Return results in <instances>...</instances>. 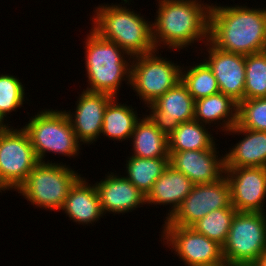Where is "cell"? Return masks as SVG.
Instances as JSON below:
<instances>
[{
  "label": "cell",
  "mask_w": 266,
  "mask_h": 266,
  "mask_svg": "<svg viewBox=\"0 0 266 266\" xmlns=\"http://www.w3.org/2000/svg\"><path fill=\"white\" fill-rule=\"evenodd\" d=\"M141 117L131 136L132 154L140 158L169 157L168 136L162 133L146 115Z\"/></svg>",
  "instance_id": "obj_22"
},
{
  "label": "cell",
  "mask_w": 266,
  "mask_h": 266,
  "mask_svg": "<svg viewBox=\"0 0 266 266\" xmlns=\"http://www.w3.org/2000/svg\"><path fill=\"white\" fill-rule=\"evenodd\" d=\"M84 38L86 91L119 97L123 81L130 86L133 57L114 42L100 37L92 29ZM118 95V96H117Z\"/></svg>",
  "instance_id": "obj_4"
},
{
  "label": "cell",
  "mask_w": 266,
  "mask_h": 266,
  "mask_svg": "<svg viewBox=\"0 0 266 266\" xmlns=\"http://www.w3.org/2000/svg\"><path fill=\"white\" fill-rule=\"evenodd\" d=\"M231 205L240 212L266 213V168H225Z\"/></svg>",
  "instance_id": "obj_12"
},
{
  "label": "cell",
  "mask_w": 266,
  "mask_h": 266,
  "mask_svg": "<svg viewBox=\"0 0 266 266\" xmlns=\"http://www.w3.org/2000/svg\"><path fill=\"white\" fill-rule=\"evenodd\" d=\"M8 125L5 124L1 119H0V131H2L3 129H5Z\"/></svg>",
  "instance_id": "obj_32"
},
{
  "label": "cell",
  "mask_w": 266,
  "mask_h": 266,
  "mask_svg": "<svg viewBox=\"0 0 266 266\" xmlns=\"http://www.w3.org/2000/svg\"><path fill=\"white\" fill-rule=\"evenodd\" d=\"M63 162L39 161L16 192L36 208L60 211L71 187L81 177Z\"/></svg>",
  "instance_id": "obj_6"
},
{
  "label": "cell",
  "mask_w": 266,
  "mask_h": 266,
  "mask_svg": "<svg viewBox=\"0 0 266 266\" xmlns=\"http://www.w3.org/2000/svg\"><path fill=\"white\" fill-rule=\"evenodd\" d=\"M76 99L75 111L65 109L77 139L85 145L95 144L101 134L103 118L109 101L113 98L107 93L81 91Z\"/></svg>",
  "instance_id": "obj_16"
},
{
  "label": "cell",
  "mask_w": 266,
  "mask_h": 266,
  "mask_svg": "<svg viewBox=\"0 0 266 266\" xmlns=\"http://www.w3.org/2000/svg\"><path fill=\"white\" fill-rule=\"evenodd\" d=\"M145 107L149 119L167 136L180 123L194 120L195 100L182 81Z\"/></svg>",
  "instance_id": "obj_13"
},
{
  "label": "cell",
  "mask_w": 266,
  "mask_h": 266,
  "mask_svg": "<svg viewBox=\"0 0 266 266\" xmlns=\"http://www.w3.org/2000/svg\"><path fill=\"white\" fill-rule=\"evenodd\" d=\"M95 187L101 203L102 212L124 214L143 207L146 204V195L135 187L125 175L111 172L100 181L95 182Z\"/></svg>",
  "instance_id": "obj_17"
},
{
  "label": "cell",
  "mask_w": 266,
  "mask_h": 266,
  "mask_svg": "<svg viewBox=\"0 0 266 266\" xmlns=\"http://www.w3.org/2000/svg\"><path fill=\"white\" fill-rule=\"evenodd\" d=\"M118 97H113L105 110L103 125L100 136L108 137L109 140L127 141L131 139L134 127L139 117L136 107L127 105L126 103H119Z\"/></svg>",
  "instance_id": "obj_23"
},
{
  "label": "cell",
  "mask_w": 266,
  "mask_h": 266,
  "mask_svg": "<svg viewBox=\"0 0 266 266\" xmlns=\"http://www.w3.org/2000/svg\"><path fill=\"white\" fill-rule=\"evenodd\" d=\"M201 61L195 64L193 62L191 66H183L181 70V81L194 100L220 92L212 69L204 60Z\"/></svg>",
  "instance_id": "obj_26"
},
{
  "label": "cell",
  "mask_w": 266,
  "mask_h": 266,
  "mask_svg": "<svg viewBox=\"0 0 266 266\" xmlns=\"http://www.w3.org/2000/svg\"><path fill=\"white\" fill-rule=\"evenodd\" d=\"M237 125L249 130L266 132V97L240 101Z\"/></svg>",
  "instance_id": "obj_30"
},
{
  "label": "cell",
  "mask_w": 266,
  "mask_h": 266,
  "mask_svg": "<svg viewBox=\"0 0 266 266\" xmlns=\"http://www.w3.org/2000/svg\"><path fill=\"white\" fill-rule=\"evenodd\" d=\"M266 97V51L245 56L244 100Z\"/></svg>",
  "instance_id": "obj_28"
},
{
  "label": "cell",
  "mask_w": 266,
  "mask_h": 266,
  "mask_svg": "<svg viewBox=\"0 0 266 266\" xmlns=\"http://www.w3.org/2000/svg\"><path fill=\"white\" fill-rule=\"evenodd\" d=\"M226 135L243 137L229 150L225 151V168L265 167L266 168V132L241 128L237 124ZM243 135V136H242Z\"/></svg>",
  "instance_id": "obj_18"
},
{
  "label": "cell",
  "mask_w": 266,
  "mask_h": 266,
  "mask_svg": "<svg viewBox=\"0 0 266 266\" xmlns=\"http://www.w3.org/2000/svg\"><path fill=\"white\" fill-rule=\"evenodd\" d=\"M217 145L205 150L169 152V165L194 184L217 182L225 176V155H220Z\"/></svg>",
  "instance_id": "obj_15"
},
{
  "label": "cell",
  "mask_w": 266,
  "mask_h": 266,
  "mask_svg": "<svg viewBox=\"0 0 266 266\" xmlns=\"http://www.w3.org/2000/svg\"><path fill=\"white\" fill-rule=\"evenodd\" d=\"M169 164V157L140 158L128 156L124 168L125 177L145 195Z\"/></svg>",
  "instance_id": "obj_25"
},
{
  "label": "cell",
  "mask_w": 266,
  "mask_h": 266,
  "mask_svg": "<svg viewBox=\"0 0 266 266\" xmlns=\"http://www.w3.org/2000/svg\"><path fill=\"white\" fill-rule=\"evenodd\" d=\"M162 57L156 50L133 57L130 88L144 106L152 104L181 81L182 66Z\"/></svg>",
  "instance_id": "obj_8"
},
{
  "label": "cell",
  "mask_w": 266,
  "mask_h": 266,
  "mask_svg": "<svg viewBox=\"0 0 266 266\" xmlns=\"http://www.w3.org/2000/svg\"><path fill=\"white\" fill-rule=\"evenodd\" d=\"M236 212L237 210L233 206L213 210L194 223L191 228L223 246L227 240L231 222Z\"/></svg>",
  "instance_id": "obj_27"
},
{
  "label": "cell",
  "mask_w": 266,
  "mask_h": 266,
  "mask_svg": "<svg viewBox=\"0 0 266 266\" xmlns=\"http://www.w3.org/2000/svg\"><path fill=\"white\" fill-rule=\"evenodd\" d=\"M231 206L230 185L225 176L211 184H195L181 206L162 226L191 227L213 210Z\"/></svg>",
  "instance_id": "obj_11"
},
{
  "label": "cell",
  "mask_w": 266,
  "mask_h": 266,
  "mask_svg": "<svg viewBox=\"0 0 266 266\" xmlns=\"http://www.w3.org/2000/svg\"><path fill=\"white\" fill-rule=\"evenodd\" d=\"M121 1L119 4L101 3L94 7L90 18L91 29L132 57L156 51L152 39V21L125 5L129 6L132 0Z\"/></svg>",
  "instance_id": "obj_3"
},
{
  "label": "cell",
  "mask_w": 266,
  "mask_h": 266,
  "mask_svg": "<svg viewBox=\"0 0 266 266\" xmlns=\"http://www.w3.org/2000/svg\"><path fill=\"white\" fill-rule=\"evenodd\" d=\"M199 48L201 53L207 51L203 60L212 69L217 79L220 93L230 96L239 103L244 100L245 88V55L223 51L215 47L210 41Z\"/></svg>",
  "instance_id": "obj_14"
},
{
  "label": "cell",
  "mask_w": 266,
  "mask_h": 266,
  "mask_svg": "<svg viewBox=\"0 0 266 266\" xmlns=\"http://www.w3.org/2000/svg\"><path fill=\"white\" fill-rule=\"evenodd\" d=\"M7 126L0 131V193L16 191L39 162L28 133Z\"/></svg>",
  "instance_id": "obj_9"
},
{
  "label": "cell",
  "mask_w": 266,
  "mask_h": 266,
  "mask_svg": "<svg viewBox=\"0 0 266 266\" xmlns=\"http://www.w3.org/2000/svg\"><path fill=\"white\" fill-rule=\"evenodd\" d=\"M208 129L196 120L180 123L168 136L169 152L210 149L217 141Z\"/></svg>",
  "instance_id": "obj_24"
},
{
  "label": "cell",
  "mask_w": 266,
  "mask_h": 266,
  "mask_svg": "<svg viewBox=\"0 0 266 266\" xmlns=\"http://www.w3.org/2000/svg\"><path fill=\"white\" fill-rule=\"evenodd\" d=\"M25 88L19 77L7 73L0 74V119L8 126L11 123L7 121L8 115L23 107L26 100L30 101L26 96Z\"/></svg>",
  "instance_id": "obj_29"
},
{
  "label": "cell",
  "mask_w": 266,
  "mask_h": 266,
  "mask_svg": "<svg viewBox=\"0 0 266 266\" xmlns=\"http://www.w3.org/2000/svg\"><path fill=\"white\" fill-rule=\"evenodd\" d=\"M88 181L81 176L75 182L61 209L70 221L83 226L95 225L104 216L95 184H90Z\"/></svg>",
  "instance_id": "obj_20"
},
{
  "label": "cell",
  "mask_w": 266,
  "mask_h": 266,
  "mask_svg": "<svg viewBox=\"0 0 266 266\" xmlns=\"http://www.w3.org/2000/svg\"><path fill=\"white\" fill-rule=\"evenodd\" d=\"M152 22L156 50L181 51L193 44L209 41L211 5L204 0H156ZM205 2V3H204ZM164 46V47H163Z\"/></svg>",
  "instance_id": "obj_1"
},
{
  "label": "cell",
  "mask_w": 266,
  "mask_h": 266,
  "mask_svg": "<svg viewBox=\"0 0 266 266\" xmlns=\"http://www.w3.org/2000/svg\"><path fill=\"white\" fill-rule=\"evenodd\" d=\"M25 123L22 127L29 135L38 161L53 162L45 158L47 153L70 159L81 155L83 144L77 139L65 110L45 108Z\"/></svg>",
  "instance_id": "obj_5"
},
{
  "label": "cell",
  "mask_w": 266,
  "mask_h": 266,
  "mask_svg": "<svg viewBox=\"0 0 266 266\" xmlns=\"http://www.w3.org/2000/svg\"><path fill=\"white\" fill-rule=\"evenodd\" d=\"M161 243L174 251L185 266L226 265L222 246L191 227L162 226Z\"/></svg>",
  "instance_id": "obj_10"
},
{
  "label": "cell",
  "mask_w": 266,
  "mask_h": 266,
  "mask_svg": "<svg viewBox=\"0 0 266 266\" xmlns=\"http://www.w3.org/2000/svg\"><path fill=\"white\" fill-rule=\"evenodd\" d=\"M237 110L238 103L230 96L219 92L195 100L194 120L209 127L215 126L226 134L237 124Z\"/></svg>",
  "instance_id": "obj_21"
},
{
  "label": "cell",
  "mask_w": 266,
  "mask_h": 266,
  "mask_svg": "<svg viewBox=\"0 0 266 266\" xmlns=\"http://www.w3.org/2000/svg\"><path fill=\"white\" fill-rule=\"evenodd\" d=\"M209 3V41L215 47L245 56L266 51L265 7Z\"/></svg>",
  "instance_id": "obj_2"
},
{
  "label": "cell",
  "mask_w": 266,
  "mask_h": 266,
  "mask_svg": "<svg viewBox=\"0 0 266 266\" xmlns=\"http://www.w3.org/2000/svg\"><path fill=\"white\" fill-rule=\"evenodd\" d=\"M252 266H266V250Z\"/></svg>",
  "instance_id": "obj_31"
},
{
  "label": "cell",
  "mask_w": 266,
  "mask_h": 266,
  "mask_svg": "<svg viewBox=\"0 0 266 266\" xmlns=\"http://www.w3.org/2000/svg\"><path fill=\"white\" fill-rule=\"evenodd\" d=\"M265 250L266 213L237 211L222 246L225 264L252 266Z\"/></svg>",
  "instance_id": "obj_7"
},
{
  "label": "cell",
  "mask_w": 266,
  "mask_h": 266,
  "mask_svg": "<svg viewBox=\"0 0 266 266\" xmlns=\"http://www.w3.org/2000/svg\"><path fill=\"white\" fill-rule=\"evenodd\" d=\"M194 185L186 175L168 164L146 195V204L164 207L169 205L166 217L163 219L166 221L181 206Z\"/></svg>",
  "instance_id": "obj_19"
}]
</instances>
